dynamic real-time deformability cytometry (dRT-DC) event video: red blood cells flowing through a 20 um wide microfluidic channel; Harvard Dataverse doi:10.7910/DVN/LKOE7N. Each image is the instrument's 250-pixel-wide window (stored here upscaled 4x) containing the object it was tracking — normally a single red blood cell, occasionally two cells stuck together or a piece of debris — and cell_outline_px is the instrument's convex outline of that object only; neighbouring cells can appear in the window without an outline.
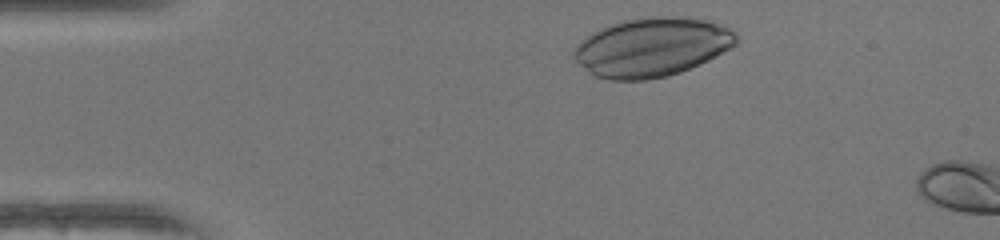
{"species": "human", "species_latin": "Homo sapiens", "temperature_condition": "warm", "stored_images_in_passage": 5, "camera_frame_rate_fps": 3000, "um_per_image_px": 0.085, "donor": {"sex": "female"}, "frame": {"image": 1, "passage_image": 2, "time_ms": 0.333, "image_size_px": [1000, 240], "cell_outline_px": [[736, 44], [732, 48], [700, 64], [680, 72], [668, 76], [648, 80], [608, 80], [596, 76], [580, 64], [572, 56], [576, 44], [580, 40], [592, 32], [600, 28], [624, 20], [648, 16], [696, 16], [712, 20], [728, 28], [736, 36]], "centroid_in_image_um": [55.43, 3.99], "position_along_channel_um": 29.6, "area_um2": 56.18}}